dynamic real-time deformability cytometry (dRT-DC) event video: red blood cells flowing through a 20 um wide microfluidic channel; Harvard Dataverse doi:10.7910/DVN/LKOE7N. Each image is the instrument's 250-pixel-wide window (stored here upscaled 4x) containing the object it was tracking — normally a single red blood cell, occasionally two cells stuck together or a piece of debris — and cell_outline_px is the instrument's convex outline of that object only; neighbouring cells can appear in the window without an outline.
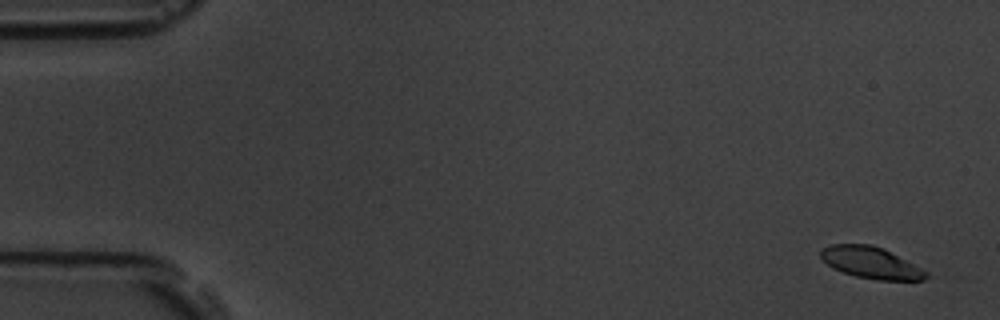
{"species": "common noctule bat (a hibernating species)", "species_latin": "Nyctalus noctula", "temperature_condition": "room temperature", "stored_images_in_passage": 12, "camera_frame_rate_fps": 3000, "um_per_image_px": 0.085, "animal": {"sex": "male", "body_mass_g": 19.5, "forearm_length_mm": 54.6}, "frame": {"image": 1, "passage_image": 3, "time_ms": 0.667, "image_size_px": [1000, 320], "cell_outline_px": [[928, 276], [924, 280], [876, 280], [856, 276], [832, 268], [820, 256], [820, 252], [824, 248], [832, 244], [872, 244], [884, 248], [928, 272]], "centroid_in_image_um": [74.04, 22.32], "position_along_channel_um": 11.0, "area_um2": 19.25}}